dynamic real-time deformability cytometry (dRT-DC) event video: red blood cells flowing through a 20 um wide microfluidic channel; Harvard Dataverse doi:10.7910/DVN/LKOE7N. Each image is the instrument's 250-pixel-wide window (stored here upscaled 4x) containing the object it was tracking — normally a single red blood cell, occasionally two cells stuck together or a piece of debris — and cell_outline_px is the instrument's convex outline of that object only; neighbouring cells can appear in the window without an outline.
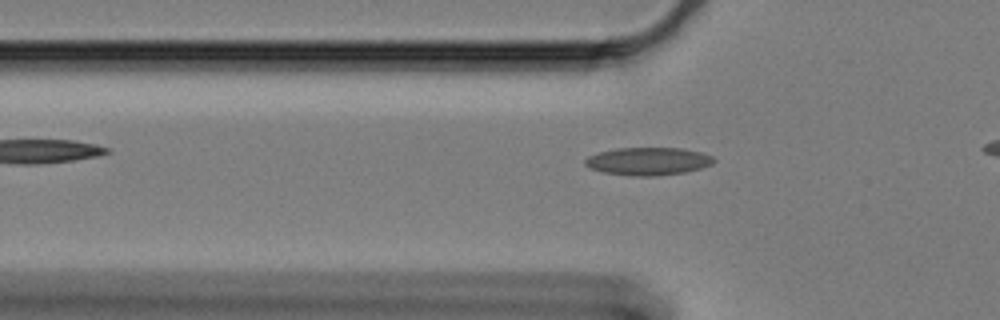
{"species": "Egyptian fruit bat (a non-hibernating species)", "species_latin": "Rousettus aegyptiacus", "temperature_condition": "cold", "stored_images_in_passage": 37, "camera_frame_rate_fps": 3000, "um_per_image_px": 0.085, "animal": {"sex": "female"}, "frame": {"image": 1, "passage_image": 3, "time_ms": 0.667, "image_size_px": [1000, 320], "cell_outline_px": [[716, 160], [712, 164], [700, 168], [684, 172], [656, 176], [632, 176], [604, 172], [592, 168], [584, 164], [584, 160], [588, 156], [600, 152], [616, 148], [684, 148], [704, 152], [712, 156]], "centroid_in_image_um": [55.13, 13.7], "position_along_channel_um": 70.7, "area_um2": 20.87}}
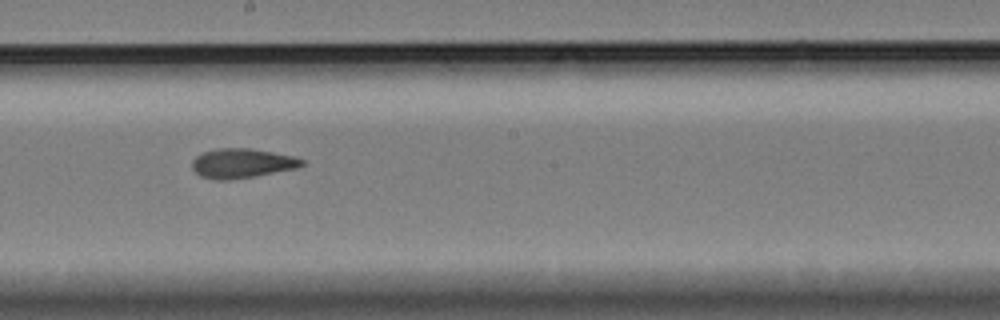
{"frame": {"image": 2, "passage_image": 17, "time_ms": 5.333, "image_size_px": [1000, 320], "cell_outline_px": [[304, 164], [296, 168], [256, 176], [228, 180], [216, 180], [200, 176], [192, 168], [192, 160], [196, 156], [204, 152], [216, 148], [248, 148], [272, 152], [292, 156], [304, 160]], "centroid_in_image_um": [20.54, 13.88], "position_along_channel_um": 227.7, "area_um2": 18.79}}
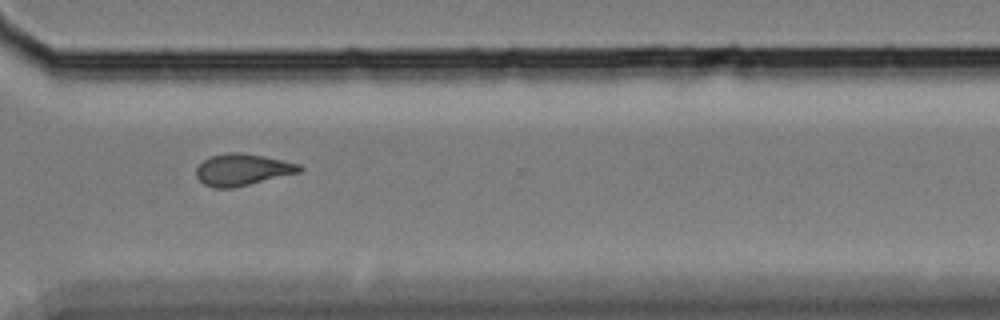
{"frame": {"image": 3, "passage_image": 28, "time_ms": 9.0, "image_size_px": [1000, 320], "cell_outline_px": [[304, 168], [300, 172], [232, 188], [212, 188], [204, 184], [196, 176], [196, 168], [204, 160], [212, 156], [232, 152], [244, 152], [264, 156], [300, 164]], "centroid_in_image_um": [20.61, 14.42], "position_along_channel_um": 350.0, "area_um2": 18.96}, "authors_computed_cell_mechanics": {"area_um2": 18.7272, "velocity_mm_per_s": 3.3395, "shape_relaxation_time_tau1_ms": null, "shape_relaxation_time_tau2_ms": 2.9964, "deformation_change_tau1": null, "deformation_change_tau2": 0.0884}}